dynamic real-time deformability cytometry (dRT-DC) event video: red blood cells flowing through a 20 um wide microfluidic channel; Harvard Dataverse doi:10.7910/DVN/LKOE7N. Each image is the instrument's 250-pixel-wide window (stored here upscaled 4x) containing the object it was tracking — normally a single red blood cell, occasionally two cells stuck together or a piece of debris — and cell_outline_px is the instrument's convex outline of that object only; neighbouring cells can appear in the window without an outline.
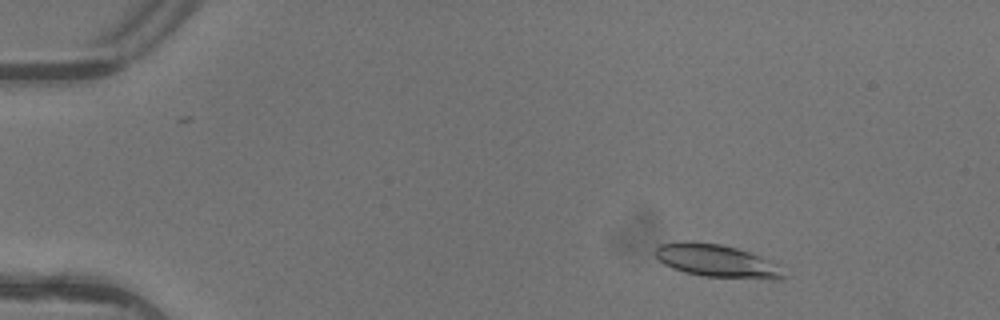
{"species": "common noctule bat (a hibernating species)", "species_latin": "Nyctalus noctula", "temperature_condition": "warm", "stored_images_in_passage": 4, "camera_frame_rate_fps": 3000, "um_per_image_px": 0.085, "animal": {"sex": "female"}, "frame": {"image": 1, "passage_image": 2, "time_ms": 0.333, "image_size_px": [1000, 320], "cell_outline_px": [[788, 276], [780, 280], [776, 280], [704, 276], [684, 272], [672, 268], [664, 264], [656, 256], [656, 248], [660, 244], [680, 240], [692, 240], [720, 244], [736, 248], [760, 256], [780, 264]], "centroid_in_image_um": [60.99, 22.17], "position_along_channel_um": 24.0, "area_um2": 25.03}}